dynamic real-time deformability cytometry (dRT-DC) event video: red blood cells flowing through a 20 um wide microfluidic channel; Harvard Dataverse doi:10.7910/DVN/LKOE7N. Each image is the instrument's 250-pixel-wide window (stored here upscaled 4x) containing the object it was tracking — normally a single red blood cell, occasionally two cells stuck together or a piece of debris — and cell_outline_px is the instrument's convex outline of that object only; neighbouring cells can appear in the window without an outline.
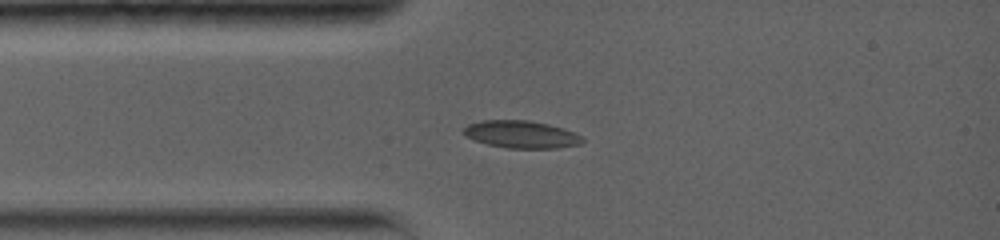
{"species": "common noctule bat (a hibernating species)", "species_latin": "Nyctalus noctula", "temperature_condition": "warm", "stored_images_in_passage": 5, "camera_frame_rate_fps": 5000, "um_per_image_px": 0.085, "animal": {"sex": "female", "body_mass_g": 19.0, "forearm_length_mm": 56.7}, "frame": {"image": 1, "passage_image": 1, "time_ms": 0.0, "image_size_px": [1000, 240], "cell_outline_px": [[584, 140], [580, 144], [556, 148], [508, 148], [488, 144], [476, 140], [468, 136], [464, 132], [464, 128], [468, 124], [480, 120], [528, 120], [548, 124], [564, 128], [576, 132]], "centroid_in_image_um": [44.34, 11.41], "position_along_channel_um": 40.7, "area_um2": 18.84}}
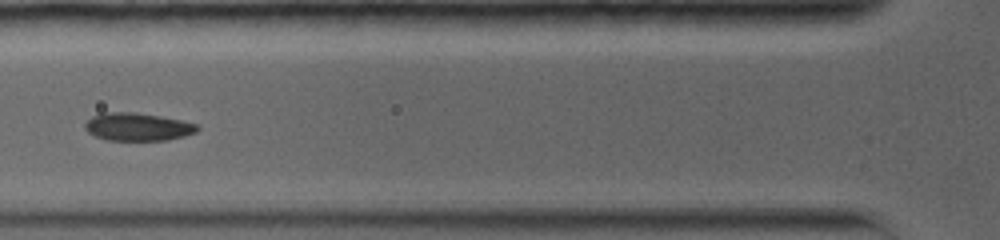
{"frame": {"image": 2, "passage_image": 3, "time_ms": 2.0, "image_size_px": [1000, 240], "cell_outline_px": [[200, 128], [196, 132], [184, 136], [168, 140], [108, 140], [96, 136], [88, 132], [84, 128], [84, 124], [92, 116], [100, 112], [136, 112], [160, 116], [180, 120], [196, 124]], "centroid_in_image_um": [11.68, 10.77], "position_along_channel_um": 114.1, "area_um2": 18.26}}
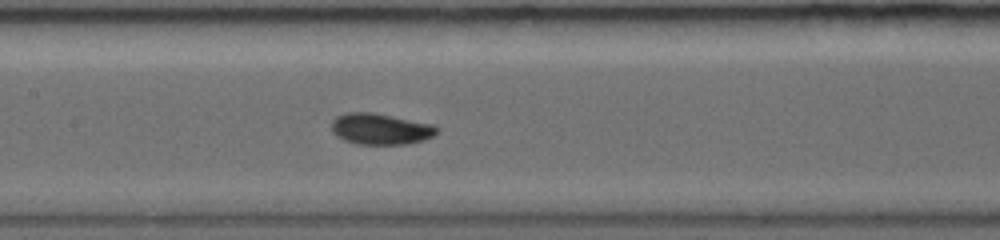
{"frame": {"image": 3, "passage_image": 5, "time_ms": 3.6, "image_size_px": [1000, 240], "cell_outline_px": [[440, 128], [432, 136], [424, 140], [404, 144], [356, 144], [344, 140], [336, 136], [332, 132], [332, 120], [336, 116], [344, 112], [372, 112], [432, 124]], "centroid_in_image_um": [32.3, 10.95], "position_along_channel_um": 175.1, "area_um2": 19.13}}